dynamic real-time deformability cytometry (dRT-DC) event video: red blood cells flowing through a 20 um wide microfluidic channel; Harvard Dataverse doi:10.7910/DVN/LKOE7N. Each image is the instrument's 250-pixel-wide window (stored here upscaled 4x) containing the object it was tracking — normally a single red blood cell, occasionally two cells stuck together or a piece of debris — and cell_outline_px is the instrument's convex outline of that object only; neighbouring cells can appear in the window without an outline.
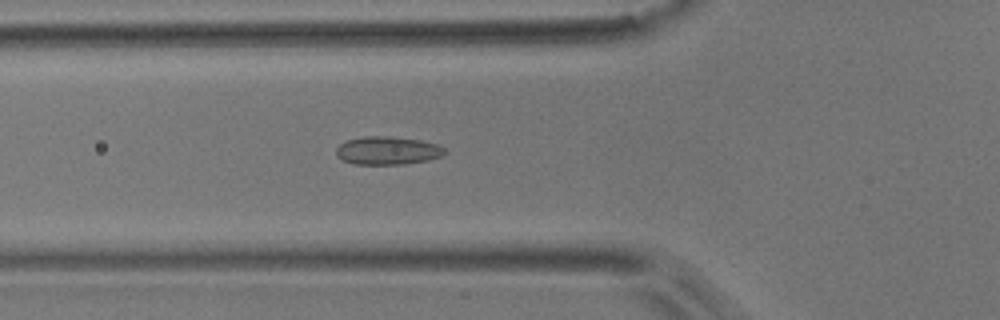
{"species": "common noctule bat (a hibernating species)", "species_latin": "Nyctalus noctula", "temperature_condition": "room temperature", "stored_images_in_passage": 46, "camera_frame_rate_fps": 3000, "um_per_image_px": 0.085, "animal": {"sex": "male", "body_mass_g": 17.9}, "frame": {"image": 1, "passage_image": 11, "time_ms": 3.333, "image_size_px": [1000, 320], "cell_outline_px": [[444, 152], [440, 156], [428, 160], [404, 164], [352, 164], [340, 160], [336, 156], [336, 148], [340, 144], [348, 140], [364, 136], [392, 136], [420, 140], [436, 144], [444, 148]], "centroid_in_image_um": [32.88, 12.8], "position_along_channel_um": 92.9, "area_um2": 17.8}}
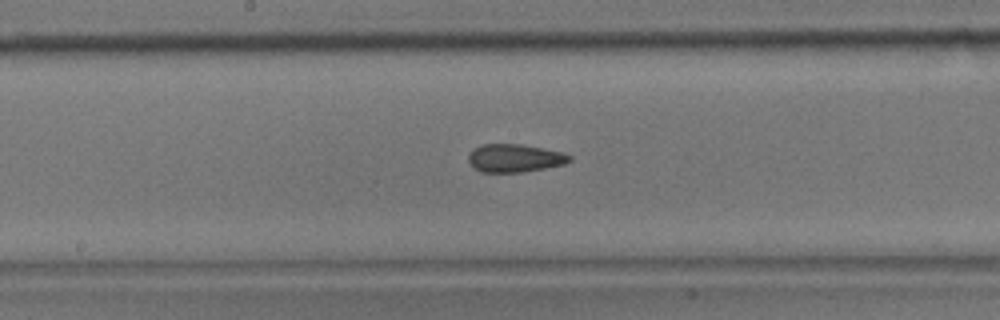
{"frame": {"image": 2, "passage_image": 20, "time_ms": 6.333, "image_size_px": [1000, 320], "cell_outline_px": [[572, 160], [564, 164], [524, 172], [480, 172], [472, 168], [468, 160], [468, 156], [472, 148], [484, 144], [520, 144], [564, 152], [572, 156]], "centroid_in_image_um": [43.73, 13.44], "position_along_channel_um": 204.5, "area_um2": 16.7}}
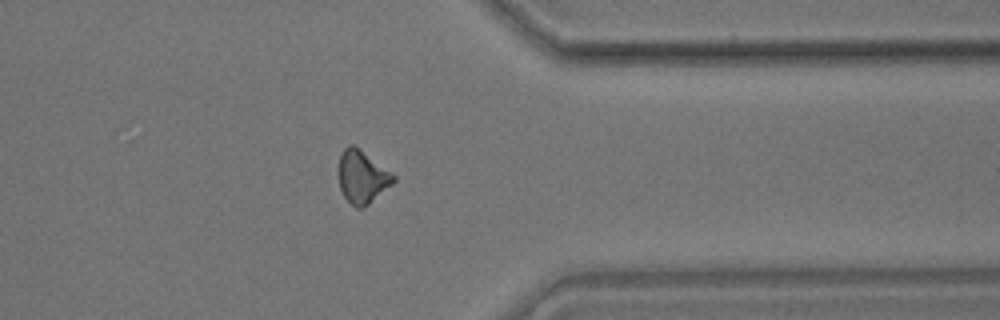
{"frame": {"image": 3, "passage_image": 35, "time_ms": 11.333, "image_size_px": [1000, 320], "cell_outline_px": [[396, 180], [392, 184], [364, 208], [356, 208], [344, 196], [340, 188], [340, 156], [344, 148], [348, 144], [352, 144], [396, 176]], "centroid_in_image_um": [30.8, 15.06], "position_along_channel_um": 380.6, "area_um2": 16.36}, "authors_computed_cell_mechanics": {"area_um2": 16.7042, "velocity_mm_per_s": 3.6963, "shape_relaxation_time_tau1_ms": null, "shape_relaxation_time_tau2_ms": 2.1549, "deformation_change_tau1": null, "deformation_change_tau2": 0.0806}}